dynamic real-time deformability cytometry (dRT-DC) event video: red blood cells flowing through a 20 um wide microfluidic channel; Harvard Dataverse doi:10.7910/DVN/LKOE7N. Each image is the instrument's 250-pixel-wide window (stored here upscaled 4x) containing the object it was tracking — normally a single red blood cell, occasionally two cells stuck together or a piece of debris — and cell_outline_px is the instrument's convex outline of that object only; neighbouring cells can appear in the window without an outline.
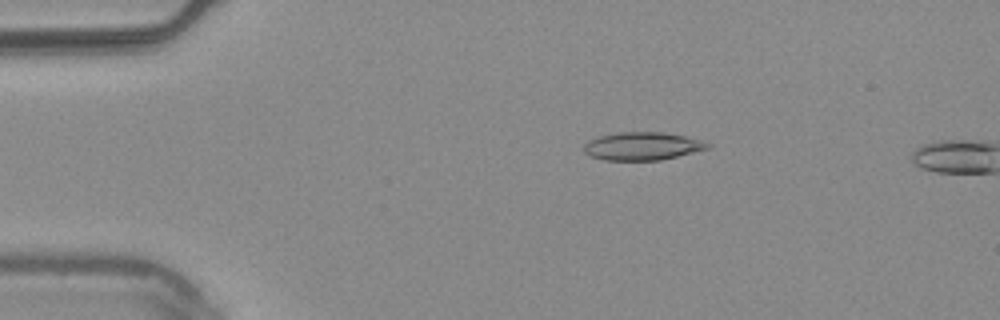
{"species": "common noctule bat (a hibernating species)", "species_latin": "Nyctalus noctula", "temperature_condition": "warm", "stored_images_in_passage": 13, "camera_frame_rate_fps": 3000, "um_per_image_px": 0.085, "animal": {"sex": "male", "body_mass_g": 20.4}, "frame": {"image": 1, "passage_image": 11, "time_ms": 3.333, "image_size_px": [1000, 320], "cell_outline_px": [[712, 144], [708, 148], [660, 160], [604, 160], [592, 156], [584, 152], [584, 144], [588, 140], [600, 136], [620, 132], [660, 132], [684, 136], [700, 140]], "centroid_in_image_um": [54.57, 12.42], "position_along_channel_um": 30.4, "area_um2": 19.88}}